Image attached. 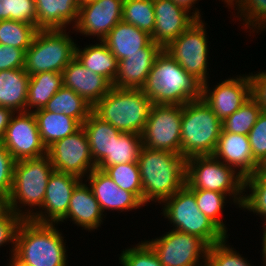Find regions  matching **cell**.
<instances>
[{
  "label": "cell",
  "instance_id": "obj_39",
  "mask_svg": "<svg viewBox=\"0 0 266 266\" xmlns=\"http://www.w3.org/2000/svg\"><path fill=\"white\" fill-rule=\"evenodd\" d=\"M237 7V8H236ZM237 20H243V28L257 32L266 29V0H240L237 6ZM242 18V19H240ZM257 29V30H256Z\"/></svg>",
  "mask_w": 266,
  "mask_h": 266
},
{
  "label": "cell",
  "instance_id": "obj_40",
  "mask_svg": "<svg viewBox=\"0 0 266 266\" xmlns=\"http://www.w3.org/2000/svg\"><path fill=\"white\" fill-rule=\"evenodd\" d=\"M7 19L36 26L35 0H0V20Z\"/></svg>",
  "mask_w": 266,
  "mask_h": 266
},
{
  "label": "cell",
  "instance_id": "obj_41",
  "mask_svg": "<svg viewBox=\"0 0 266 266\" xmlns=\"http://www.w3.org/2000/svg\"><path fill=\"white\" fill-rule=\"evenodd\" d=\"M227 239L209 246L206 266H252L244 256L226 244Z\"/></svg>",
  "mask_w": 266,
  "mask_h": 266
},
{
  "label": "cell",
  "instance_id": "obj_2",
  "mask_svg": "<svg viewBox=\"0 0 266 266\" xmlns=\"http://www.w3.org/2000/svg\"><path fill=\"white\" fill-rule=\"evenodd\" d=\"M141 89L153 104L184 105L201 98L202 84L162 50Z\"/></svg>",
  "mask_w": 266,
  "mask_h": 266
},
{
  "label": "cell",
  "instance_id": "obj_24",
  "mask_svg": "<svg viewBox=\"0 0 266 266\" xmlns=\"http://www.w3.org/2000/svg\"><path fill=\"white\" fill-rule=\"evenodd\" d=\"M35 5L38 30H64L77 24L81 6L77 0H35Z\"/></svg>",
  "mask_w": 266,
  "mask_h": 266
},
{
  "label": "cell",
  "instance_id": "obj_21",
  "mask_svg": "<svg viewBox=\"0 0 266 266\" xmlns=\"http://www.w3.org/2000/svg\"><path fill=\"white\" fill-rule=\"evenodd\" d=\"M63 86L72 89L91 106L100 101L112 84L102 75L85 68L76 57L62 71Z\"/></svg>",
  "mask_w": 266,
  "mask_h": 266
},
{
  "label": "cell",
  "instance_id": "obj_1",
  "mask_svg": "<svg viewBox=\"0 0 266 266\" xmlns=\"http://www.w3.org/2000/svg\"><path fill=\"white\" fill-rule=\"evenodd\" d=\"M138 167L143 204L161 203L186 183V159L181 154L142 147Z\"/></svg>",
  "mask_w": 266,
  "mask_h": 266
},
{
  "label": "cell",
  "instance_id": "obj_53",
  "mask_svg": "<svg viewBox=\"0 0 266 266\" xmlns=\"http://www.w3.org/2000/svg\"><path fill=\"white\" fill-rule=\"evenodd\" d=\"M223 1V0H222ZM240 0H224V3H226V7L229 5L230 8H232L234 10L235 5L237 6V4L239 3Z\"/></svg>",
  "mask_w": 266,
  "mask_h": 266
},
{
  "label": "cell",
  "instance_id": "obj_12",
  "mask_svg": "<svg viewBox=\"0 0 266 266\" xmlns=\"http://www.w3.org/2000/svg\"><path fill=\"white\" fill-rule=\"evenodd\" d=\"M182 105L153 104L141 133L144 147L181 154Z\"/></svg>",
  "mask_w": 266,
  "mask_h": 266
},
{
  "label": "cell",
  "instance_id": "obj_17",
  "mask_svg": "<svg viewBox=\"0 0 266 266\" xmlns=\"http://www.w3.org/2000/svg\"><path fill=\"white\" fill-rule=\"evenodd\" d=\"M81 180L73 174L54 170L48 180L43 204L30 220L58 225L67 214L71 194Z\"/></svg>",
  "mask_w": 266,
  "mask_h": 266
},
{
  "label": "cell",
  "instance_id": "obj_13",
  "mask_svg": "<svg viewBox=\"0 0 266 266\" xmlns=\"http://www.w3.org/2000/svg\"><path fill=\"white\" fill-rule=\"evenodd\" d=\"M54 170L83 179L96 167L87 134L81 127L74 134L54 142L47 148Z\"/></svg>",
  "mask_w": 266,
  "mask_h": 266
},
{
  "label": "cell",
  "instance_id": "obj_3",
  "mask_svg": "<svg viewBox=\"0 0 266 266\" xmlns=\"http://www.w3.org/2000/svg\"><path fill=\"white\" fill-rule=\"evenodd\" d=\"M55 226L23 219L17 228L14 254L32 266H67L66 244Z\"/></svg>",
  "mask_w": 266,
  "mask_h": 266
},
{
  "label": "cell",
  "instance_id": "obj_54",
  "mask_svg": "<svg viewBox=\"0 0 266 266\" xmlns=\"http://www.w3.org/2000/svg\"><path fill=\"white\" fill-rule=\"evenodd\" d=\"M259 169L266 174V159L262 162V164L260 165Z\"/></svg>",
  "mask_w": 266,
  "mask_h": 266
},
{
  "label": "cell",
  "instance_id": "obj_43",
  "mask_svg": "<svg viewBox=\"0 0 266 266\" xmlns=\"http://www.w3.org/2000/svg\"><path fill=\"white\" fill-rule=\"evenodd\" d=\"M252 156L261 165L266 159V112L262 111L248 134Z\"/></svg>",
  "mask_w": 266,
  "mask_h": 266
},
{
  "label": "cell",
  "instance_id": "obj_14",
  "mask_svg": "<svg viewBox=\"0 0 266 266\" xmlns=\"http://www.w3.org/2000/svg\"><path fill=\"white\" fill-rule=\"evenodd\" d=\"M2 144L15 161L38 158L47 154L33 112H16L12 115Z\"/></svg>",
  "mask_w": 266,
  "mask_h": 266
},
{
  "label": "cell",
  "instance_id": "obj_34",
  "mask_svg": "<svg viewBox=\"0 0 266 266\" xmlns=\"http://www.w3.org/2000/svg\"><path fill=\"white\" fill-rule=\"evenodd\" d=\"M122 20L152 35L155 26L153 0H124Z\"/></svg>",
  "mask_w": 266,
  "mask_h": 266
},
{
  "label": "cell",
  "instance_id": "obj_45",
  "mask_svg": "<svg viewBox=\"0 0 266 266\" xmlns=\"http://www.w3.org/2000/svg\"><path fill=\"white\" fill-rule=\"evenodd\" d=\"M15 162L11 154L0 143V194L5 198L10 196Z\"/></svg>",
  "mask_w": 266,
  "mask_h": 266
},
{
  "label": "cell",
  "instance_id": "obj_6",
  "mask_svg": "<svg viewBox=\"0 0 266 266\" xmlns=\"http://www.w3.org/2000/svg\"><path fill=\"white\" fill-rule=\"evenodd\" d=\"M222 129V121L202 98L182 105L181 155L186 160L212 156Z\"/></svg>",
  "mask_w": 266,
  "mask_h": 266
},
{
  "label": "cell",
  "instance_id": "obj_10",
  "mask_svg": "<svg viewBox=\"0 0 266 266\" xmlns=\"http://www.w3.org/2000/svg\"><path fill=\"white\" fill-rule=\"evenodd\" d=\"M206 32V23L196 20L163 49L201 84L209 82L210 78L207 76L210 52Z\"/></svg>",
  "mask_w": 266,
  "mask_h": 266
},
{
  "label": "cell",
  "instance_id": "obj_48",
  "mask_svg": "<svg viewBox=\"0 0 266 266\" xmlns=\"http://www.w3.org/2000/svg\"><path fill=\"white\" fill-rule=\"evenodd\" d=\"M177 6L188 12L195 20H201V13L199 12V9L194 7V5L199 0H172ZM194 7V8H192ZM192 9V13H191ZM195 11H194V10Z\"/></svg>",
  "mask_w": 266,
  "mask_h": 266
},
{
  "label": "cell",
  "instance_id": "obj_22",
  "mask_svg": "<svg viewBox=\"0 0 266 266\" xmlns=\"http://www.w3.org/2000/svg\"><path fill=\"white\" fill-rule=\"evenodd\" d=\"M162 50L152 41L143 48V52L131 54L128 58L118 61V73L112 86L141 89L146 83L156 57Z\"/></svg>",
  "mask_w": 266,
  "mask_h": 266
},
{
  "label": "cell",
  "instance_id": "obj_4",
  "mask_svg": "<svg viewBox=\"0 0 266 266\" xmlns=\"http://www.w3.org/2000/svg\"><path fill=\"white\" fill-rule=\"evenodd\" d=\"M53 171V165L47 154L38 158L16 161L12 188L7 198L8 209L23 219H30L35 208L40 210L43 204L48 180ZM22 206H29L31 210L28 208L26 210Z\"/></svg>",
  "mask_w": 266,
  "mask_h": 266
},
{
  "label": "cell",
  "instance_id": "obj_30",
  "mask_svg": "<svg viewBox=\"0 0 266 266\" xmlns=\"http://www.w3.org/2000/svg\"><path fill=\"white\" fill-rule=\"evenodd\" d=\"M62 86V73L39 72L30 75L26 112H34V110L44 108L48 101Z\"/></svg>",
  "mask_w": 266,
  "mask_h": 266
},
{
  "label": "cell",
  "instance_id": "obj_23",
  "mask_svg": "<svg viewBox=\"0 0 266 266\" xmlns=\"http://www.w3.org/2000/svg\"><path fill=\"white\" fill-rule=\"evenodd\" d=\"M83 180L74 188L67 214L59 222H65L70 218V221L82 229L95 231L101 226L104 214L87 181L83 183Z\"/></svg>",
  "mask_w": 266,
  "mask_h": 266
},
{
  "label": "cell",
  "instance_id": "obj_32",
  "mask_svg": "<svg viewBox=\"0 0 266 266\" xmlns=\"http://www.w3.org/2000/svg\"><path fill=\"white\" fill-rule=\"evenodd\" d=\"M143 147L139 134L122 132L117 139H113L111 155L107 156L98 166L99 170L117 164L137 162Z\"/></svg>",
  "mask_w": 266,
  "mask_h": 266
},
{
  "label": "cell",
  "instance_id": "obj_26",
  "mask_svg": "<svg viewBox=\"0 0 266 266\" xmlns=\"http://www.w3.org/2000/svg\"><path fill=\"white\" fill-rule=\"evenodd\" d=\"M29 79L24 68L0 71V106L26 112Z\"/></svg>",
  "mask_w": 266,
  "mask_h": 266
},
{
  "label": "cell",
  "instance_id": "obj_37",
  "mask_svg": "<svg viewBox=\"0 0 266 266\" xmlns=\"http://www.w3.org/2000/svg\"><path fill=\"white\" fill-rule=\"evenodd\" d=\"M121 189L133 193L143 203V188L137 162L117 164L103 170Z\"/></svg>",
  "mask_w": 266,
  "mask_h": 266
},
{
  "label": "cell",
  "instance_id": "obj_18",
  "mask_svg": "<svg viewBox=\"0 0 266 266\" xmlns=\"http://www.w3.org/2000/svg\"><path fill=\"white\" fill-rule=\"evenodd\" d=\"M153 7L155 26L151 39L162 49L166 48L196 21L172 0H153Z\"/></svg>",
  "mask_w": 266,
  "mask_h": 266
},
{
  "label": "cell",
  "instance_id": "obj_42",
  "mask_svg": "<svg viewBox=\"0 0 266 266\" xmlns=\"http://www.w3.org/2000/svg\"><path fill=\"white\" fill-rule=\"evenodd\" d=\"M119 262L123 266H162L154 250L145 241L123 249Z\"/></svg>",
  "mask_w": 266,
  "mask_h": 266
},
{
  "label": "cell",
  "instance_id": "obj_25",
  "mask_svg": "<svg viewBox=\"0 0 266 266\" xmlns=\"http://www.w3.org/2000/svg\"><path fill=\"white\" fill-rule=\"evenodd\" d=\"M118 61L129 55L143 52L151 42V35L134 25L124 22L117 23L103 40Z\"/></svg>",
  "mask_w": 266,
  "mask_h": 266
},
{
  "label": "cell",
  "instance_id": "obj_46",
  "mask_svg": "<svg viewBox=\"0 0 266 266\" xmlns=\"http://www.w3.org/2000/svg\"><path fill=\"white\" fill-rule=\"evenodd\" d=\"M25 51L0 44V71L24 68Z\"/></svg>",
  "mask_w": 266,
  "mask_h": 266
},
{
  "label": "cell",
  "instance_id": "obj_15",
  "mask_svg": "<svg viewBox=\"0 0 266 266\" xmlns=\"http://www.w3.org/2000/svg\"><path fill=\"white\" fill-rule=\"evenodd\" d=\"M217 84L213 89H210L208 82L202 84L201 98L224 121L249 100L251 81L248 74H240Z\"/></svg>",
  "mask_w": 266,
  "mask_h": 266
},
{
  "label": "cell",
  "instance_id": "obj_19",
  "mask_svg": "<svg viewBox=\"0 0 266 266\" xmlns=\"http://www.w3.org/2000/svg\"><path fill=\"white\" fill-rule=\"evenodd\" d=\"M101 211H131L145 206L133 193L121 189L103 170L95 168L85 178Z\"/></svg>",
  "mask_w": 266,
  "mask_h": 266
},
{
  "label": "cell",
  "instance_id": "obj_51",
  "mask_svg": "<svg viewBox=\"0 0 266 266\" xmlns=\"http://www.w3.org/2000/svg\"><path fill=\"white\" fill-rule=\"evenodd\" d=\"M264 226V230H263V236H262V246H263V249H262V257L264 259L263 260V266H266V224L263 225Z\"/></svg>",
  "mask_w": 266,
  "mask_h": 266
},
{
  "label": "cell",
  "instance_id": "obj_7",
  "mask_svg": "<svg viewBox=\"0 0 266 266\" xmlns=\"http://www.w3.org/2000/svg\"><path fill=\"white\" fill-rule=\"evenodd\" d=\"M189 189L224 193L241 208L244 198V177L233 167L212 156H194L186 160V183Z\"/></svg>",
  "mask_w": 266,
  "mask_h": 266
},
{
  "label": "cell",
  "instance_id": "obj_20",
  "mask_svg": "<svg viewBox=\"0 0 266 266\" xmlns=\"http://www.w3.org/2000/svg\"><path fill=\"white\" fill-rule=\"evenodd\" d=\"M213 156L244 178L256 173L260 167L252 156L248 135L221 132Z\"/></svg>",
  "mask_w": 266,
  "mask_h": 266
},
{
  "label": "cell",
  "instance_id": "obj_35",
  "mask_svg": "<svg viewBox=\"0 0 266 266\" xmlns=\"http://www.w3.org/2000/svg\"><path fill=\"white\" fill-rule=\"evenodd\" d=\"M37 31L35 25L11 19L0 20V44L22 49L26 52Z\"/></svg>",
  "mask_w": 266,
  "mask_h": 266
},
{
  "label": "cell",
  "instance_id": "obj_38",
  "mask_svg": "<svg viewBox=\"0 0 266 266\" xmlns=\"http://www.w3.org/2000/svg\"><path fill=\"white\" fill-rule=\"evenodd\" d=\"M197 202L199 210L206 215L212 222H214L226 235L227 227L220 218V214L224 210L225 203L227 202V196L224 193L202 190V189H190ZM226 201V202H225Z\"/></svg>",
  "mask_w": 266,
  "mask_h": 266
},
{
  "label": "cell",
  "instance_id": "obj_28",
  "mask_svg": "<svg viewBox=\"0 0 266 266\" xmlns=\"http://www.w3.org/2000/svg\"><path fill=\"white\" fill-rule=\"evenodd\" d=\"M85 130L92 159L96 167L109 155H111V146L113 139H117L122 133L112 124L101 120L93 112L82 124Z\"/></svg>",
  "mask_w": 266,
  "mask_h": 266
},
{
  "label": "cell",
  "instance_id": "obj_44",
  "mask_svg": "<svg viewBox=\"0 0 266 266\" xmlns=\"http://www.w3.org/2000/svg\"><path fill=\"white\" fill-rule=\"evenodd\" d=\"M23 220L19 215L15 214L11 209H7L0 215V248L11 243V255L15 251V237L17 228ZM6 244V245H5Z\"/></svg>",
  "mask_w": 266,
  "mask_h": 266
},
{
  "label": "cell",
  "instance_id": "obj_16",
  "mask_svg": "<svg viewBox=\"0 0 266 266\" xmlns=\"http://www.w3.org/2000/svg\"><path fill=\"white\" fill-rule=\"evenodd\" d=\"M124 0H90L80 6L74 31L103 41L111 29L122 21Z\"/></svg>",
  "mask_w": 266,
  "mask_h": 266
},
{
  "label": "cell",
  "instance_id": "obj_27",
  "mask_svg": "<svg viewBox=\"0 0 266 266\" xmlns=\"http://www.w3.org/2000/svg\"><path fill=\"white\" fill-rule=\"evenodd\" d=\"M76 45L75 57L78 61L94 73L105 77L112 85L118 73V60L111 53L104 41L90 44L83 49Z\"/></svg>",
  "mask_w": 266,
  "mask_h": 266
},
{
  "label": "cell",
  "instance_id": "obj_55",
  "mask_svg": "<svg viewBox=\"0 0 266 266\" xmlns=\"http://www.w3.org/2000/svg\"><path fill=\"white\" fill-rule=\"evenodd\" d=\"M90 0H77V2L80 4V5H82V4H84V3H86V2H89Z\"/></svg>",
  "mask_w": 266,
  "mask_h": 266
},
{
  "label": "cell",
  "instance_id": "obj_9",
  "mask_svg": "<svg viewBox=\"0 0 266 266\" xmlns=\"http://www.w3.org/2000/svg\"><path fill=\"white\" fill-rule=\"evenodd\" d=\"M65 30H38L25 52L24 69L29 75L59 72L75 57L76 43Z\"/></svg>",
  "mask_w": 266,
  "mask_h": 266
},
{
  "label": "cell",
  "instance_id": "obj_50",
  "mask_svg": "<svg viewBox=\"0 0 266 266\" xmlns=\"http://www.w3.org/2000/svg\"><path fill=\"white\" fill-rule=\"evenodd\" d=\"M10 257L11 258L9 259L10 262H9L8 266H32V265H29V264L21 261L14 253Z\"/></svg>",
  "mask_w": 266,
  "mask_h": 266
},
{
  "label": "cell",
  "instance_id": "obj_31",
  "mask_svg": "<svg viewBox=\"0 0 266 266\" xmlns=\"http://www.w3.org/2000/svg\"><path fill=\"white\" fill-rule=\"evenodd\" d=\"M43 109L70 116L82 125L92 113L93 106L72 89L62 86Z\"/></svg>",
  "mask_w": 266,
  "mask_h": 266
},
{
  "label": "cell",
  "instance_id": "obj_52",
  "mask_svg": "<svg viewBox=\"0 0 266 266\" xmlns=\"http://www.w3.org/2000/svg\"><path fill=\"white\" fill-rule=\"evenodd\" d=\"M7 209V198L0 194V215H2Z\"/></svg>",
  "mask_w": 266,
  "mask_h": 266
},
{
  "label": "cell",
  "instance_id": "obj_49",
  "mask_svg": "<svg viewBox=\"0 0 266 266\" xmlns=\"http://www.w3.org/2000/svg\"><path fill=\"white\" fill-rule=\"evenodd\" d=\"M13 114L11 109L0 106V143L3 141L5 130Z\"/></svg>",
  "mask_w": 266,
  "mask_h": 266
},
{
  "label": "cell",
  "instance_id": "obj_33",
  "mask_svg": "<svg viewBox=\"0 0 266 266\" xmlns=\"http://www.w3.org/2000/svg\"><path fill=\"white\" fill-rule=\"evenodd\" d=\"M248 188L249 194L246 192ZM244 192L246 194L241 209L263 216L266 224V174L259 169L256 173L244 178Z\"/></svg>",
  "mask_w": 266,
  "mask_h": 266
},
{
  "label": "cell",
  "instance_id": "obj_36",
  "mask_svg": "<svg viewBox=\"0 0 266 266\" xmlns=\"http://www.w3.org/2000/svg\"><path fill=\"white\" fill-rule=\"evenodd\" d=\"M261 112L262 108L251 96L237 111L222 121V132L248 135Z\"/></svg>",
  "mask_w": 266,
  "mask_h": 266
},
{
  "label": "cell",
  "instance_id": "obj_29",
  "mask_svg": "<svg viewBox=\"0 0 266 266\" xmlns=\"http://www.w3.org/2000/svg\"><path fill=\"white\" fill-rule=\"evenodd\" d=\"M41 139L48 148L54 142L74 134L82 125L74 118L46 111L43 108L34 110Z\"/></svg>",
  "mask_w": 266,
  "mask_h": 266
},
{
  "label": "cell",
  "instance_id": "obj_11",
  "mask_svg": "<svg viewBox=\"0 0 266 266\" xmlns=\"http://www.w3.org/2000/svg\"><path fill=\"white\" fill-rule=\"evenodd\" d=\"M145 242L154 250L162 266L207 265L209 245L198 236L171 229L161 237Z\"/></svg>",
  "mask_w": 266,
  "mask_h": 266
},
{
  "label": "cell",
  "instance_id": "obj_8",
  "mask_svg": "<svg viewBox=\"0 0 266 266\" xmlns=\"http://www.w3.org/2000/svg\"><path fill=\"white\" fill-rule=\"evenodd\" d=\"M161 204L164 205L161 214L173 223V230L198 236L209 246L228 237L199 210L194 193L186 185Z\"/></svg>",
  "mask_w": 266,
  "mask_h": 266
},
{
  "label": "cell",
  "instance_id": "obj_5",
  "mask_svg": "<svg viewBox=\"0 0 266 266\" xmlns=\"http://www.w3.org/2000/svg\"><path fill=\"white\" fill-rule=\"evenodd\" d=\"M152 106L153 102L142 89L112 86L93 106L92 112L121 132L141 135Z\"/></svg>",
  "mask_w": 266,
  "mask_h": 266
},
{
  "label": "cell",
  "instance_id": "obj_47",
  "mask_svg": "<svg viewBox=\"0 0 266 266\" xmlns=\"http://www.w3.org/2000/svg\"><path fill=\"white\" fill-rule=\"evenodd\" d=\"M251 81V96L258 102L262 111L266 112V71L249 73Z\"/></svg>",
  "mask_w": 266,
  "mask_h": 266
}]
</instances>
